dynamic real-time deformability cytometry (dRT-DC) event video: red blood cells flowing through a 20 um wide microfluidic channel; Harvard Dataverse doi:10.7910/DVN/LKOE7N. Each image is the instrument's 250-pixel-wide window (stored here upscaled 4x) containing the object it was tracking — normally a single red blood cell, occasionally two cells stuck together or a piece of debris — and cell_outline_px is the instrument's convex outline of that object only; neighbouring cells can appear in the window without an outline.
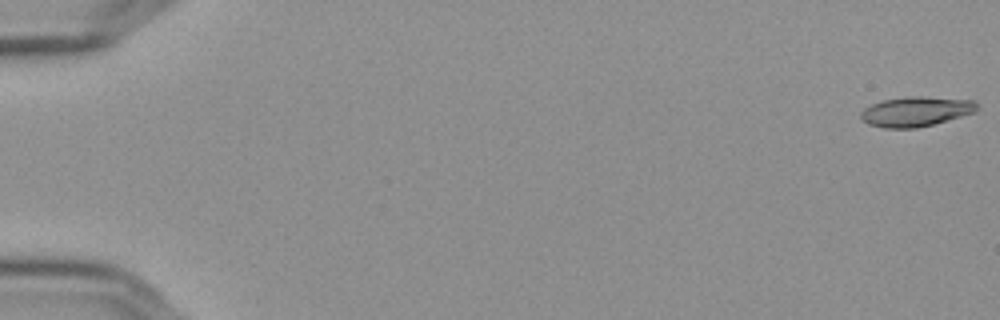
{"species": "Egyptian fruit bat (a non-hibernating species)", "species_latin": "Rousettus aegyptiacus", "temperature_condition": "cold", "stored_images_in_passage": 8, "camera_frame_rate_fps": 3000, "um_per_image_px": 0.085, "frame": {"image": 1, "passage_image": 1, "time_ms": 0.0, "image_size_px": [1000, 320], "cell_outline_px": [[980, 108], [976, 112], [932, 124], [916, 128], [884, 128], [868, 124], [860, 120], [860, 112], [864, 108], [880, 100], [908, 96], [924, 96], [976, 100]], "centroid_in_image_um": [77.85, 9.46], "position_along_channel_um": 7.1, "area_um2": 20.52}}